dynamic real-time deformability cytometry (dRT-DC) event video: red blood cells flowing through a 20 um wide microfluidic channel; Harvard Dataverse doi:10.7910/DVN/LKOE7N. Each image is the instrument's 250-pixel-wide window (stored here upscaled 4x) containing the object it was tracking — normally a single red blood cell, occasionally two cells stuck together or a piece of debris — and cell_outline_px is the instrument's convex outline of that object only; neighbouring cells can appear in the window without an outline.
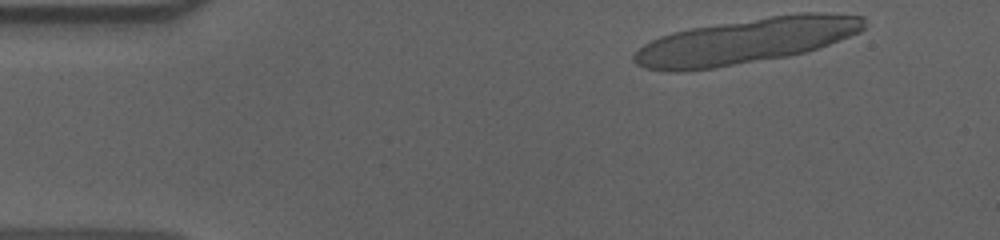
{"species": "human", "species_latin": "Homo sapiens", "temperature_condition": "cold", "stored_images_in_passage": 14, "camera_frame_rate_fps": 3000, "um_per_image_px": 0.085, "donor": {"sex": "male"}, "frame": {"image": 1, "passage_image": 1, "time_ms": 0.0, "image_size_px": [1000, 240], "cell_outline_px": [[864, 28], [860, 32], [828, 44], [804, 52], [788, 56], [716, 68], [680, 72], [664, 72], [644, 68], [636, 64], [632, 60], [632, 56], [644, 44], [660, 36], [672, 32], [692, 28], [772, 16], [800, 12], [820, 12], [864, 16]], "centroid_in_image_um": [63.36, 3.5], "position_along_channel_um": 21.6, "area_um2": 60.75}}